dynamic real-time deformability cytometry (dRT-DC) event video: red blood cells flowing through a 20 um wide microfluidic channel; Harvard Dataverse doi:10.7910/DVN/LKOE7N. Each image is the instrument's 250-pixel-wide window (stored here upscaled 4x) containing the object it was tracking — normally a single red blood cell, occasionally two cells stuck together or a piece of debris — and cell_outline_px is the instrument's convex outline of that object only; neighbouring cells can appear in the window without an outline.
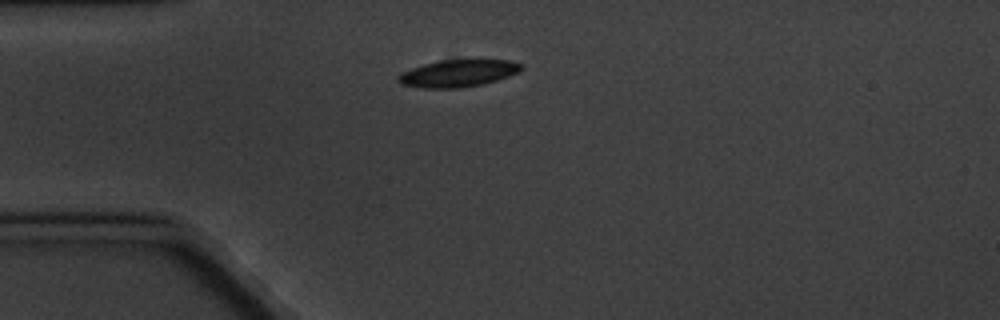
{"species": "common noctule bat (a hibernating species)", "species_latin": "Nyctalus noctula", "temperature_condition": "cold", "stored_images_in_passage": 4, "camera_frame_rate_fps": 3000, "um_per_image_px": 0.085, "animal": {"sex": "male", "body_mass_g": 20.1, "forearm_length_mm": 53.5}, "frame": {"image": 1, "passage_image": 1, "time_ms": 0.0, "image_size_px": [1000, 320], "cell_outline_px": [[524, 68], [520, 72], [496, 80], [480, 84], [460, 88], [424, 88], [400, 84], [396, 80], [396, 76], [412, 68], [424, 64], [440, 60], [472, 56], [476, 56], [508, 60], [520, 64]], "centroid_in_image_um": [38.98, 6.17], "position_along_channel_um": 46.0, "area_um2": 20.35}}